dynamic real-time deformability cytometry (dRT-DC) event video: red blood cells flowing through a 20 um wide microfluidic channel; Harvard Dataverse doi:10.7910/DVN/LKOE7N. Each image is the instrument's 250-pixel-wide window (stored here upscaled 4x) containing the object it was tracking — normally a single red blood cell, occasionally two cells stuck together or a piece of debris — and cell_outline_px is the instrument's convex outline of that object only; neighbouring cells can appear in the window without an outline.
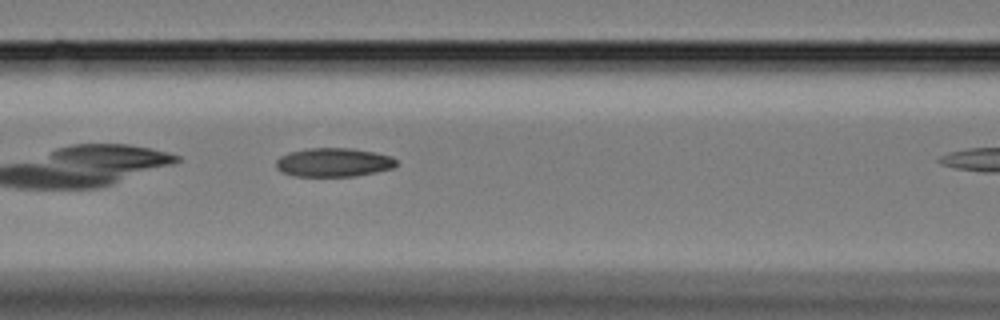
{"species": "Egyptian fruit bat (a non-hibernating species)", "species_latin": "Rousettus aegyptiacus", "temperature_condition": "cold", "stored_images_in_passage": 8, "camera_frame_rate_fps": 3000, "um_per_image_px": 0.085, "animal": {"sex": "female"}, "frame": {"image": 1, "passage_image": 7, "time_ms": 2.0, "image_size_px": [1000, 320], "cell_outline_px": [[396, 164], [392, 168], [376, 172], [356, 176], [296, 176], [280, 172], [276, 168], [276, 160], [280, 156], [288, 152], [308, 148], [348, 148], [372, 152], [392, 156], [396, 160]], "centroid_in_image_um": [28.31, 13.8], "position_along_channel_um": 138.3, "area_um2": 20.17}}